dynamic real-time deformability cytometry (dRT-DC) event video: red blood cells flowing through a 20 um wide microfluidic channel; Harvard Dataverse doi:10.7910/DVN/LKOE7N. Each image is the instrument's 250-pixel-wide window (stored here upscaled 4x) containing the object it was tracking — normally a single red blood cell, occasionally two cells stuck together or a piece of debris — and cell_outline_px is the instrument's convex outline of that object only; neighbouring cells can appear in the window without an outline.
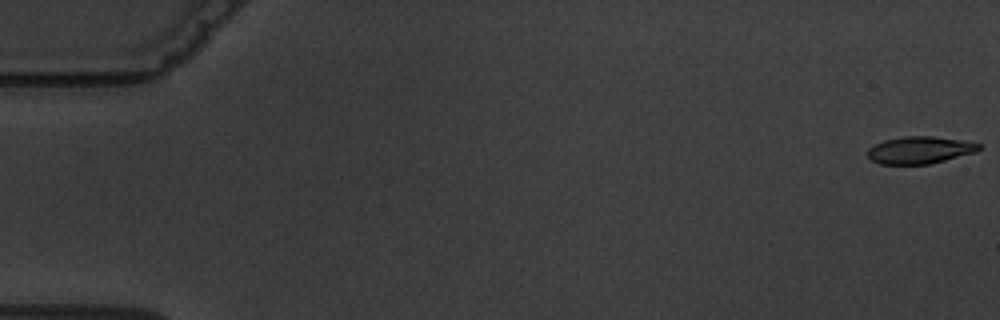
{"species": "common noctule bat (a hibernating species)", "species_latin": "Nyctalus noctula", "temperature_condition": "warm", "stored_images_in_passage": 3, "camera_frame_rate_fps": 3000, "um_per_image_px": 0.085, "animal": {"sex": "male", "body_mass_g": 19.5, "forearm_length_mm": 54.6}, "frame": {"image": 1, "passage_image": 1, "time_ms": 0.0, "image_size_px": [1000, 320], "cell_outline_px": [[980, 148], [976, 152], [932, 164], [880, 164], [872, 160], [868, 156], [868, 148], [884, 140], [904, 136], [932, 136], [960, 140], [980, 144]], "centroid_in_image_um": [78.18, 12.76], "position_along_channel_um": 6.8, "area_um2": 17.57}}